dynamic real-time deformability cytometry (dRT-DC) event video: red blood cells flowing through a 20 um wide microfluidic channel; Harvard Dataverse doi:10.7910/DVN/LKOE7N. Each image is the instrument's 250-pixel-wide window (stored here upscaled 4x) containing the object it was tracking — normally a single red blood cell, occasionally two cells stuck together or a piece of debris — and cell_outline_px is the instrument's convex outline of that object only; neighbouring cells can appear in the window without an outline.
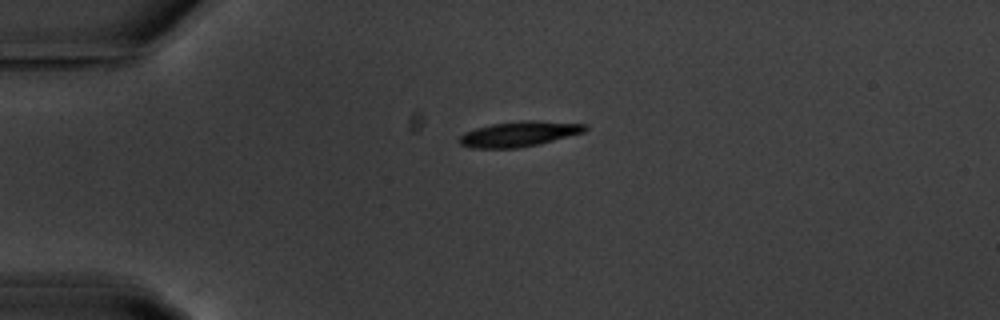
{"species": "common noctule bat (a hibernating species)", "species_latin": "Nyctalus noctula", "temperature_condition": "warm", "stored_images_in_passage": 43, "camera_frame_rate_fps": 3000, "um_per_image_px": 0.085, "animal": {"sex": "male", "body_mass_g": 20.1, "forearm_length_mm": 53.5}, "frame": {"image": 1, "passage_image": 1, "time_ms": 0.0, "image_size_px": [1000, 320], "cell_outline_px": [[588, 128], [584, 132], [540, 144], [516, 148], [468, 148], [460, 144], [460, 136], [464, 132], [476, 128], [492, 124], [528, 120], [540, 120], [588, 124]], "centroid_in_image_um": [44.15, 11.38], "position_along_channel_um": 40.8, "area_um2": 18.55}}
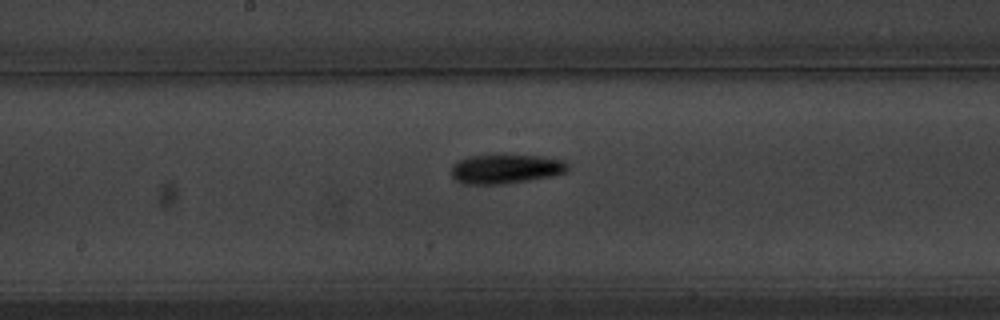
{"frame": {"image": 2, "passage_image": 17, "time_ms": 5.333, "image_size_px": [1000, 320], "cell_outline_px": [[568, 172], [552, 176], [504, 184], [464, 184], [456, 180], [452, 176], [452, 164], [456, 160], [468, 156], [500, 152], [544, 156], [564, 160], [568, 164]], "centroid_in_image_um": [42.98, 14.3], "position_along_channel_um": 205.2, "area_um2": 20.92}}
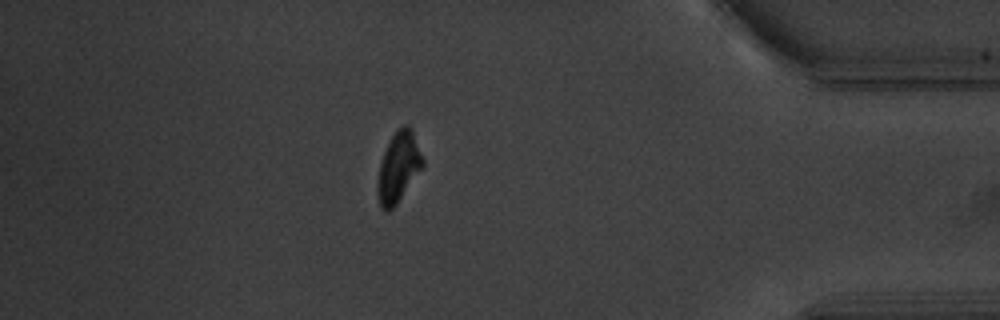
{"frame": {"image": 3, "passage_image": 36, "time_ms": 11.667, "image_size_px": [1000, 320], "cell_outline_px": [[424, 164], [396, 204], [388, 212], [380, 208], [376, 188], [380, 164], [384, 152], [392, 136], [404, 124], [408, 124], [412, 128], [424, 160]], "centroid_in_image_um": [33.86, 14.21], "position_along_channel_um": 401.3, "area_um2": 18.15}, "authors_computed_cell_mechanics": {"area_um2": 18.6116, "velocity_mm_per_s": 3.6507, "shape_relaxation_time_tau1_ms": 2.4606, "shape_relaxation_time_tau2_ms": null, "deformation_change_tau1": 0.1591, "deformation_change_tau2": null}}